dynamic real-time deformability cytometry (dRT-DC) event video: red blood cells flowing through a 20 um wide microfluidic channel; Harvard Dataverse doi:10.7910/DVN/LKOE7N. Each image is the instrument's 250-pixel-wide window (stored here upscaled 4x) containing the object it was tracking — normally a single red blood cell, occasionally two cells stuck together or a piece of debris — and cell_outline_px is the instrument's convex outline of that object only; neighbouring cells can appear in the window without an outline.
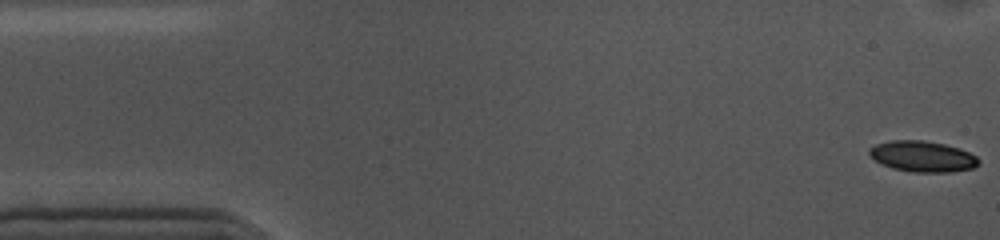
{"species": "common noctule bat (a hibernating species)", "species_latin": "Nyctalus noctula", "temperature_condition": "cold", "stored_images_in_passage": 55, "camera_frame_rate_fps": 3000, "um_per_image_px": 0.085, "animal": {"sex": "female", "body_mass_g": 10.0, "forearm_length_mm": 53.1}, "frame": {"image": 1, "passage_image": 1, "time_ms": 0.0, "image_size_px": [1000, 240], "cell_outline_px": [[980, 164], [972, 168], [952, 172], [912, 172], [892, 168], [880, 164], [868, 152], [868, 148], [876, 144], [892, 140], [924, 140], [944, 144], [960, 148], [976, 156], [980, 160]], "centroid_in_image_um": [78.42, 13.3], "position_along_channel_um": 6.6, "area_um2": 19.77}}
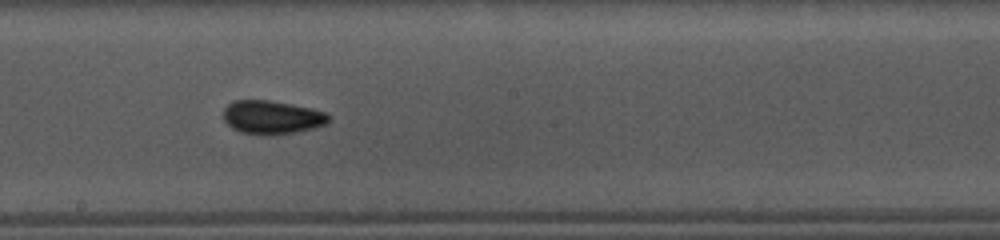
{"frame": {"image": 2, "passage_image": 29, "time_ms": 9.333, "image_size_px": [1000, 240], "cell_outline_px": [[332, 120], [328, 124], [316, 128], [296, 132], [240, 132], [232, 128], [224, 120], [224, 108], [232, 100], [268, 100], [292, 104], [312, 108], [328, 112], [332, 116]], "centroid_in_image_um": [23.21, 9.92], "position_along_channel_um": 225.0, "area_um2": 20.29}}
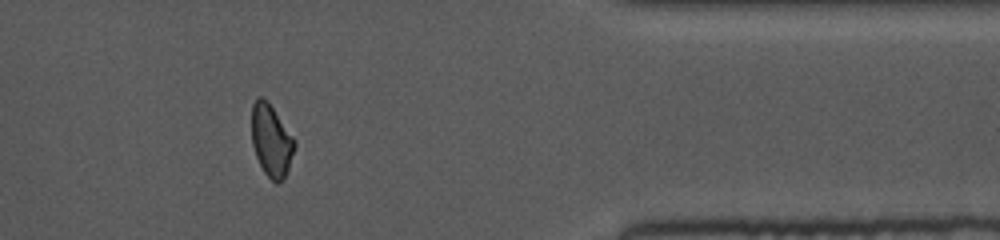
{"frame": {"image": 3, "passage_image": 45, "time_ms": 14.667, "image_size_px": [1000, 240], "cell_outline_px": [[296, 144], [288, 168], [284, 176], [276, 184], [264, 172], [256, 156], [252, 144], [252, 104], [260, 96], [268, 100], [296, 140]], "centroid_in_image_um": [23.06, 11.9], "position_along_channel_um": 388.3, "area_um2": 17.92}, "authors_computed_cell_mechanics": {"area_um2": 19.4208, "velocity_mm_per_s": 3.5649, "shape_relaxation_time_tau1_ms": 6.1105, "shape_relaxation_time_tau2_ms": 2.7494, "deformation_change_tau1": 0.1155, "deformation_change_tau2": 0.0676}}